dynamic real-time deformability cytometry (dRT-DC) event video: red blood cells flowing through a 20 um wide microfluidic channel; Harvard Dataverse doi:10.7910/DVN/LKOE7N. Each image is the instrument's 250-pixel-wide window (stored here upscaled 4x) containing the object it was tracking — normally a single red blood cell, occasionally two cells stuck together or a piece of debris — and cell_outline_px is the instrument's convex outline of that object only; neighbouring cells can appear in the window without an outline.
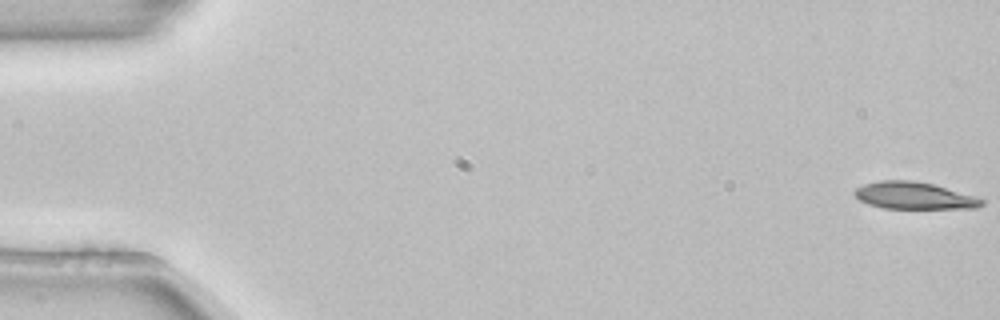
{"species": "common noctule bat (a hibernating species)", "species_latin": "Nyctalus noctula", "temperature_condition": "room temperature", "stored_images_in_passage": 54, "camera_frame_rate_fps": 3000, "um_per_image_px": 0.085, "animal": {"sex": "female", "body_mass_g": 22.7, "forearm_length_mm": 54.2}, "frame": {"image": 1, "passage_image": 1, "time_ms": 0.0, "image_size_px": [1000, 320], "cell_outline_px": [[984, 204], [976, 208], [884, 208], [868, 204], [860, 200], [852, 192], [856, 188], [864, 184], [880, 180], [916, 180], [980, 196], [984, 200]], "centroid_in_image_um": [77.74, 16.62], "position_along_channel_um": 7.3, "area_um2": 20.23}}
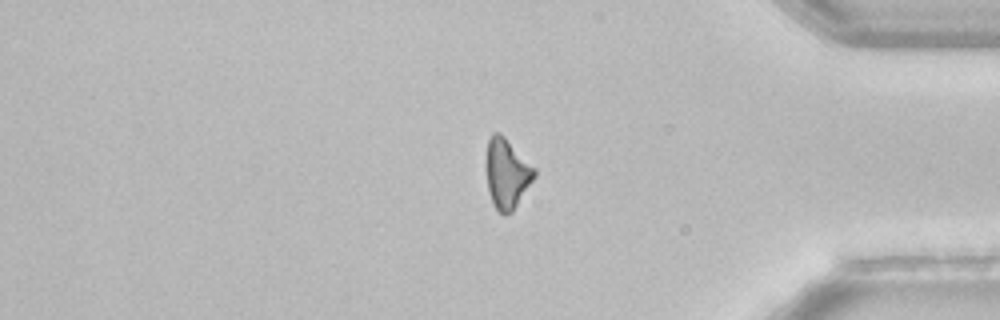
{"frame": {"image": 2, "passage_image": 45, "time_ms": 14.667, "image_size_px": [1000, 320], "cell_outline_px": [[536, 176], [512, 212], [504, 216], [492, 204], [488, 192], [488, 140], [492, 132], [500, 132], [536, 168]], "centroid_in_image_um": [43.12, 14.77], "position_along_channel_um": 392.1, "area_um2": 19.36}}
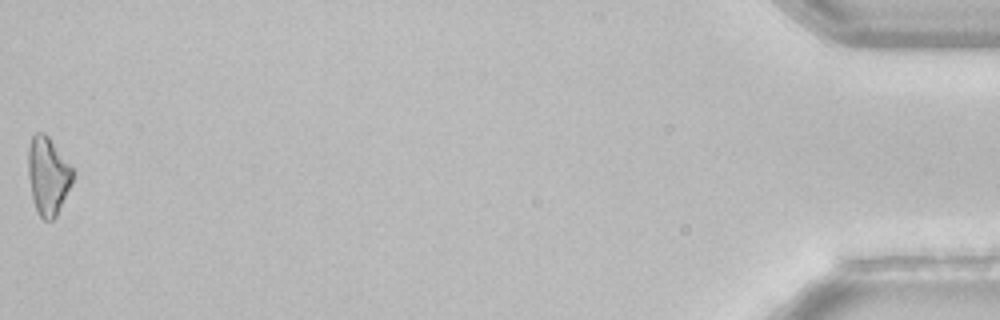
{"frame": {"image": 3, "passage_image": 54, "time_ms": 17.667, "image_size_px": [1000, 320], "cell_outline_px": [[76, 172], [72, 184], [56, 216], [52, 220], [44, 220], [40, 216], [36, 208], [32, 196], [28, 176], [28, 148], [32, 136], [36, 132], [44, 132], [48, 136], [76, 168]], "centroid_in_image_um": [4.12, 14.9], "position_along_channel_um": 431.1, "area_um2": 20.69}, "authors_computed_cell_mechanics": {"area_um2": 20.8658, "velocity_mm_per_s": 3.8641, "shape_relaxation_time_tau1_ms": 4.4726, "shape_relaxation_time_tau2_ms": null, "deformation_change_tau1": 0.1329, "deformation_change_tau2": null}}